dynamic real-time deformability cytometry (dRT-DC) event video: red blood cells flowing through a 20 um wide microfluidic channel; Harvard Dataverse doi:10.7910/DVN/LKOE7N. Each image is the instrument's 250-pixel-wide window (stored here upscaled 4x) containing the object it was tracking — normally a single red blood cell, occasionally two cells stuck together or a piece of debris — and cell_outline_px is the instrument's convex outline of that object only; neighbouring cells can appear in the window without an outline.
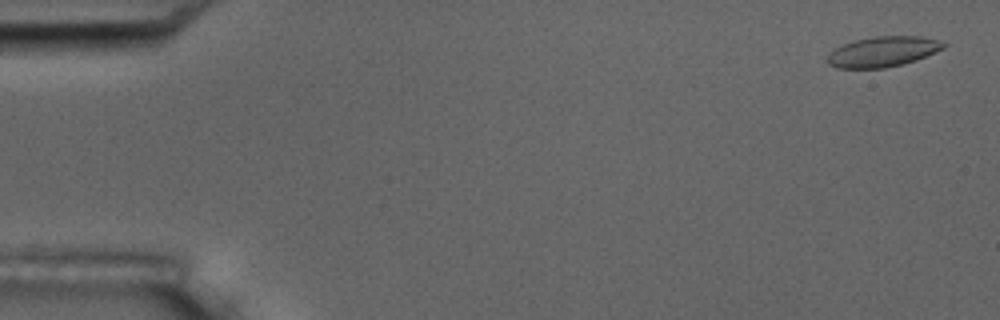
{"species": "common noctule bat (a hibernating species)", "species_latin": "Nyctalus noctula", "temperature_condition": "room temperature", "stored_images_in_passage": 5, "camera_frame_rate_fps": 3000, "um_per_image_px": 0.085, "animal": {"sex": "male", "body_mass_g": 17.5, "forearm_length_mm": 52.3}, "frame": {"image": 1, "passage_image": 1, "time_ms": 0.0, "image_size_px": [1000, 320], "cell_outline_px": [[948, 44], [944, 48], [916, 60], [904, 64], [884, 68], [836, 68], [828, 64], [828, 56], [836, 48], [844, 44], [856, 40], [876, 36], [920, 36], [936, 40]], "centroid_in_image_um": [75.06, 4.4], "position_along_channel_um": 9.9, "area_um2": 20.29}}
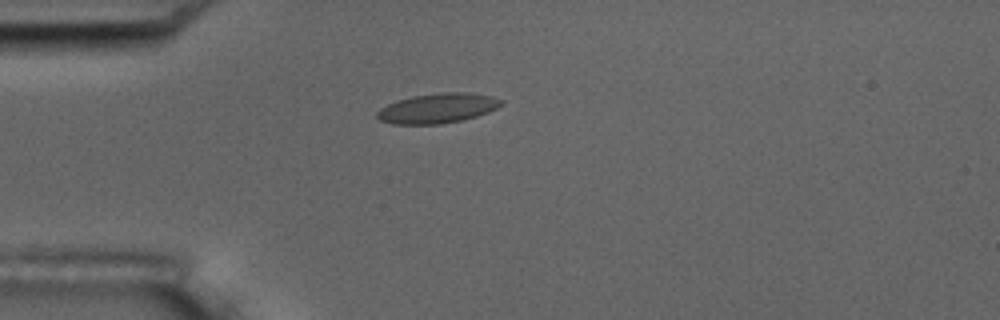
{"frame": {"image": 2, "passage_image": 5, "time_ms": 4.333, "image_size_px": [1000, 320], "cell_outline_px": [[504, 104], [488, 112], [476, 116], [460, 120], [440, 124], [392, 124], [380, 120], [376, 116], [376, 112], [380, 108], [396, 100], [412, 96], [440, 92], [468, 92], [492, 96], [504, 100]], "centroid_in_image_um": [37.2, 9.19], "position_along_channel_um": 47.8, "area_um2": 21.68}}